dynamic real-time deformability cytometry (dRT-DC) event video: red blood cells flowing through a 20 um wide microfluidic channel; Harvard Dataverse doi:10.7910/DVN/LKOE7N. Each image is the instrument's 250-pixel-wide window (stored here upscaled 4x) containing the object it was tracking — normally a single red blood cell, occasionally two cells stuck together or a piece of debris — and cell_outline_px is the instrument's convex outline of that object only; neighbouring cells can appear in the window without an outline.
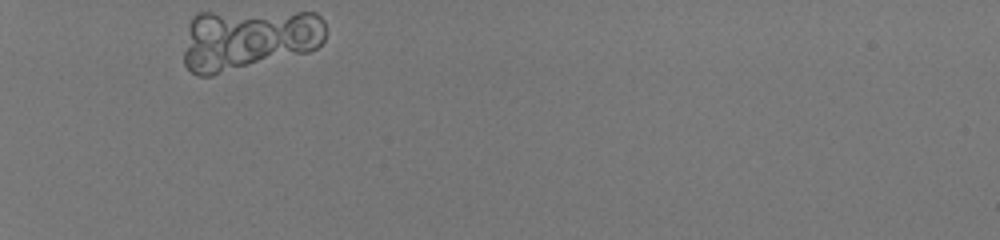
{"species": "human", "species_latin": "Homo sapiens", "temperature_condition": "room temperature", "stored_images_in_passage": 32, "camera_frame_rate_fps": 3000, "um_per_image_px": 0.085, "donor": {"sex": "male"}, "frame": {"image": 1, "passage_image": 1, "time_ms": 0.0, "image_size_px": [1000, 240], "cell_outline_px": [[324, 40], [316, 48], [308, 52], [212, 76], [200, 76], [192, 72], [184, 64], [184, 52], [188, 24], [192, 16], [200, 12], [316, 12], [324, 20]], "centroid_in_image_um": [21.1, 3.33], "position_along_channel_um": 63.9, "area_um2": 51.15}}